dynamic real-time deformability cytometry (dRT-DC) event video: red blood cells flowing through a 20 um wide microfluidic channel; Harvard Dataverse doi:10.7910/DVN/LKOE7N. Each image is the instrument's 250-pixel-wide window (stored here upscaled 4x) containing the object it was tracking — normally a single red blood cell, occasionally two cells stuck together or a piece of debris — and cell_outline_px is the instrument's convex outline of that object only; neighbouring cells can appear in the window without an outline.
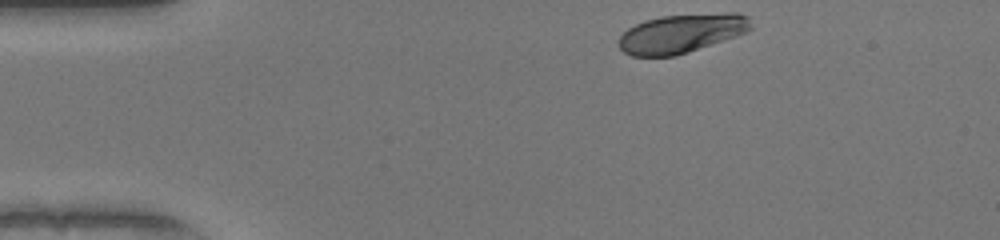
{"species": "human", "species_latin": "Homo sapiens", "temperature_condition": "warm", "stored_images_in_passage": 34, "camera_frame_rate_fps": 3000, "um_per_image_px": 0.085, "donor": {"sex": "female"}, "frame": {"image": 1, "passage_image": 1, "time_ms": 0.0, "image_size_px": [1000, 240], "cell_outline_px": [[752, 28], [748, 32], [688, 52], [672, 56], [632, 56], [624, 52], [620, 48], [620, 36], [628, 28], [644, 20], [660, 16], [728, 12], [740, 12], [748, 16]], "centroid_in_image_um": [57.96, 2.82], "position_along_channel_um": 27.0, "area_um2": 30.0}}
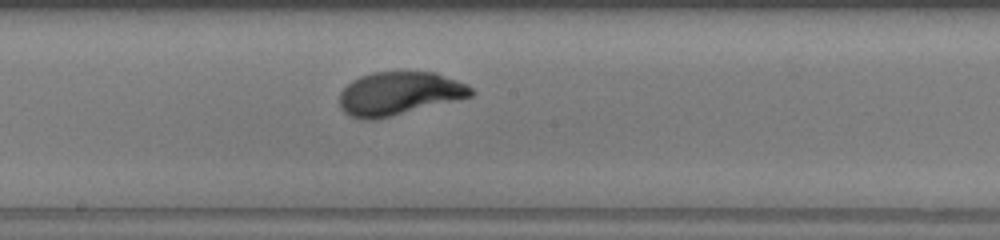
{"frame": {"image": 2, "passage_image": 20, "time_ms": 6.333, "image_size_px": [1000, 240], "cell_outline_px": [[476, 92], [472, 96], [376, 120], [364, 120], [352, 116], [344, 112], [340, 108], [340, 92], [352, 80], [360, 76], [372, 72], [436, 72], [468, 84]], "centroid_in_image_um": [33.93, 7.94], "position_along_channel_um": 214.3, "area_um2": 33.23}}
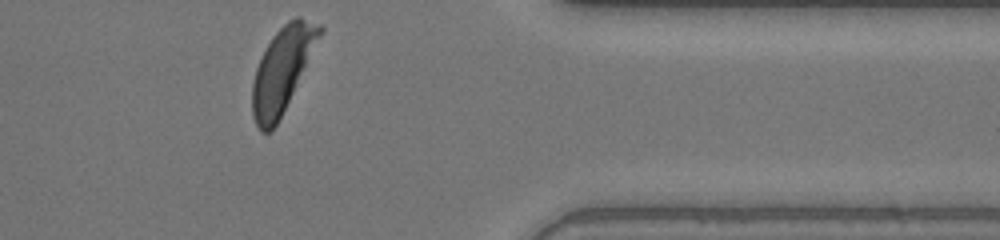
{"frame": {"image": 3, "passage_image": 34, "time_ms": 11.0, "image_size_px": [1000, 240], "cell_outline_px": [[324, 32], [276, 124], [268, 132], [260, 132], [252, 116], [252, 84], [256, 68], [272, 36], [288, 20], [296, 16], [300, 16], [320, 24], [324, 28]], "centroid_in_image_um": [24.01, 5.87], "position_along_channel_um": 387.4, "area_um2": 32.66}, "authors_computed_cell_mechanics": {"area_um2": 32.657, "velocity_mm_per_s": 4.0831, "shape_relaxation_time_tau1_ms": 2.2595, "shape_relaxation_time_tau2_ms": null, "deformation_change_tau1": 0.147, "deformation_change_tau2": null}}